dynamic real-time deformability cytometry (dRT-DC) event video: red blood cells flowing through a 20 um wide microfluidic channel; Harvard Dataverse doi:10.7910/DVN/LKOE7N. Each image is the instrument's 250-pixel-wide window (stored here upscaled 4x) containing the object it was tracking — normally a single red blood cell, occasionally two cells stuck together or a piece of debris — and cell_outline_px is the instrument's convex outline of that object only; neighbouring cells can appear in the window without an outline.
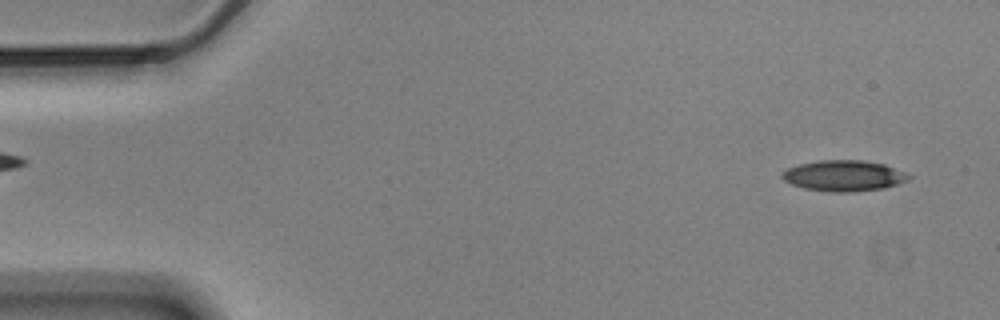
{"species": "Egyptian fruit bat (a non-hibernating species)", "species_latin": "Rousettus aegyptiacus", "temperature_condition": "cold", "stored_images_in_passage": 56, "camera_frame_rate_fps": 3000, "um_per_image_px": 0.085, "animal": {"sex": "male"}, "frame": {"image": 1, "passage_image": 3, "time_ms": 0.667, "image_size_px": [1000, 320], "cell_outline_px": [[912, 176], [908, 180], [884, 188], [856, 192], [828, 192], [804, 188], [792, 184], [784, 180], [780, 176], [780, 172], [788, 168], [800, 164], [820, 160], [864, 160], [884, 164], [908, 172]], "centroid_in_image_um": [71.74, 14.94], "position_along_channel_um": 13.3, "area_um2": 23.0}}
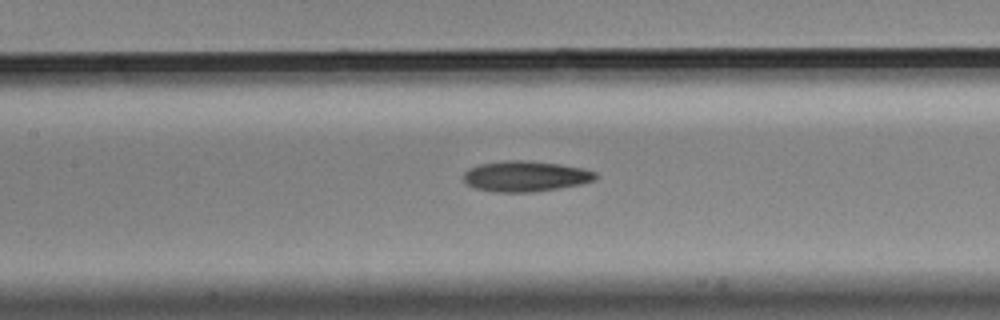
{"frame": {"image": 2, "passage_image": 25, "time_ms": 8.0, "image_size_px": [1000, 320], "cell_outline_px": [[600, 176], [596, 180], [580, 184], [556, 188], [528, 192], [496, 192], [476, 188], [468, 184], [464, 180], [464, 172], [468, 168], [480, 164], [508, 160], [524, 160], [560, 164], [584, 168], [596, 172]], "centroid_in_image_um": [44.7, 14.97], "position_along_channel_um": 162.7, "area_um2": 23.47}}
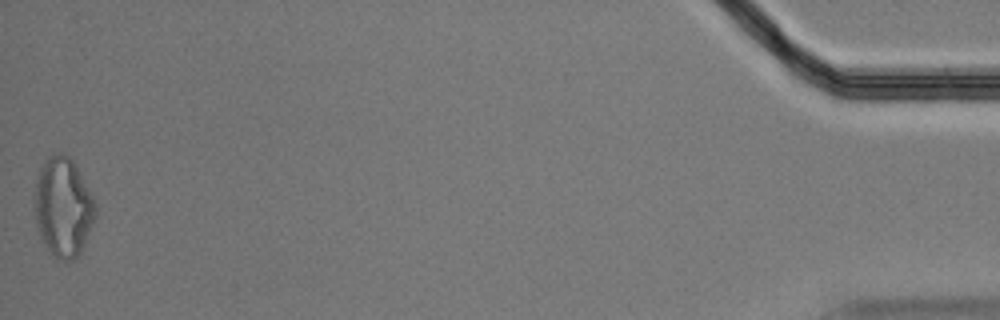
{"frame": {"image": 3, "passage_image": 56, "time_ms": 18.333, "image_size_px": [1000, 320], "cell_outline_px": [[96, 216], [80, 252], [72, 260], [56, 260], [40, 236], [36, 220], [36, 180], [40, 168], [44, 160], [48, 156], [60, 152], [68, 156], [76, 164], [96, 204]], "centroid_in_image_um": [5.38, 17.58], "position_along_channel_um": 429.8, "area_um2": 34.74}, "authors_computed_cell_mechanics": {"area_um2": 23.2356, "velocity_mm_per_s": 3.5143, "shape_relaxation_time_tau1_ms": null, "shape_relaxation_time_tau2_ms": 6.0311, "deformation_change_tau1": null, "deformation_change_tau2": 0.1602}}